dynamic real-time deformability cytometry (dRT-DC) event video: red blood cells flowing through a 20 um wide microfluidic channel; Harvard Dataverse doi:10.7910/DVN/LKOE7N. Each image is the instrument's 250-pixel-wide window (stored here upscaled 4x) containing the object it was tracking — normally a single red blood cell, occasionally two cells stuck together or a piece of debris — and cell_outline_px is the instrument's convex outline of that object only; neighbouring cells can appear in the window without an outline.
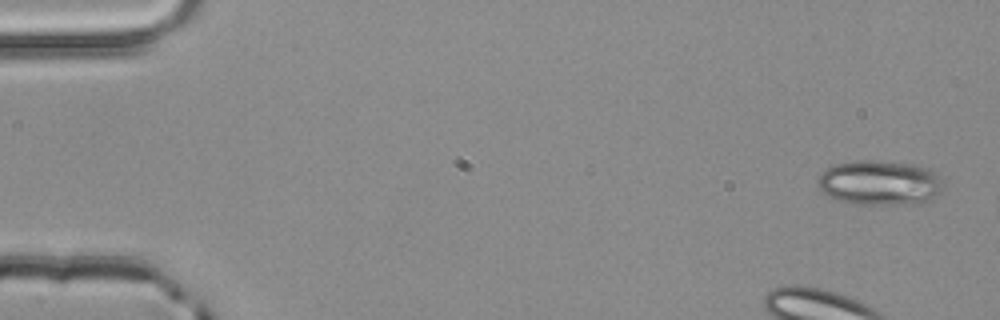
{"species": "common noctule bat (a hibernating species)", "species_latin": "Nyctalus noctula", "temperature_condition": "room temperature", "stored_images_in_passage": 5, "camera_frame_rate_fps": 3000, "um_per_image_px": 0.085, "animal": {"sex": "male", "body_mass_g": 20.4}, "frame": {"image": 1, "passage_image": 1, "time_ms": 0.0, "image_size_px": [1000, 320], "cell_outline_px": [[944, 184], [940, 192], [928, 200], [908, 204], [856, 204], [840, 200], [828, 196], [820, 192], [816, 184], [816, 180], [828, 168], [836, 164], [856, 160], [876, 160], [916, 164], [932, 168], [940, 176]], "centroid_in_image_um": [74.79, 15.52], "position_along_channel_um": 10.2, "area_um2": 33.06}}